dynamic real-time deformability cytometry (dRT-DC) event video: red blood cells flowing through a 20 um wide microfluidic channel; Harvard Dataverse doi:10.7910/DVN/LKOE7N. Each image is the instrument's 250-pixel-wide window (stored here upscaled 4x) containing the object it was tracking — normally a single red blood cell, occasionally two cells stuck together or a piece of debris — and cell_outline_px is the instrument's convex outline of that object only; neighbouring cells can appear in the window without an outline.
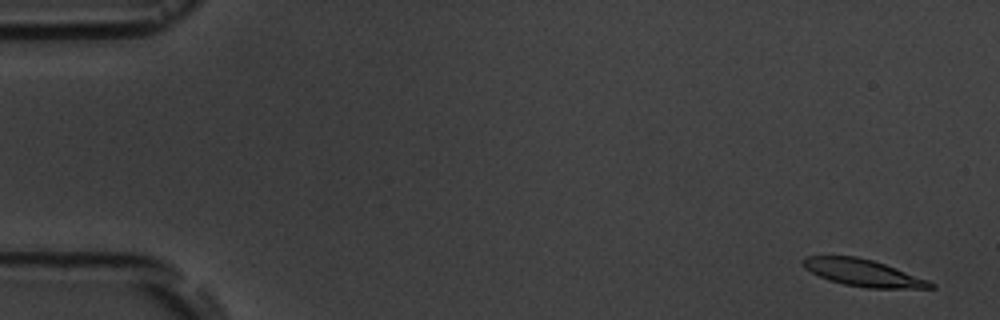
{"species": "common noctule bat (a hibernating species)", "species_latin": "Nyctalus noctula", "temperature_condition": "room temperature", "stored_images_in_passage": 6, "camera_frame_rate_fps": 3000, "um_per_image_px": 0.085, "animal": {"sex": "male", "body_mass_g": 19.5, "forearm_length_mm": 54.6}, "frame": {"image": 1, "passage_image": 1, "time_ms": 0.0, "image_size_px": [1000, 320], "cell_outline_px": [[936, 288], [868, 288], [844, 284], [828, 280], [804, 268], [804, 256], [856, 256], [872, 260], [884, 264], [928, 280], [936, 284]], "centroid_in_image_um": [73.38, 23.19], "position_along_channel_um": 11.6, "area_um2": 19.71}}